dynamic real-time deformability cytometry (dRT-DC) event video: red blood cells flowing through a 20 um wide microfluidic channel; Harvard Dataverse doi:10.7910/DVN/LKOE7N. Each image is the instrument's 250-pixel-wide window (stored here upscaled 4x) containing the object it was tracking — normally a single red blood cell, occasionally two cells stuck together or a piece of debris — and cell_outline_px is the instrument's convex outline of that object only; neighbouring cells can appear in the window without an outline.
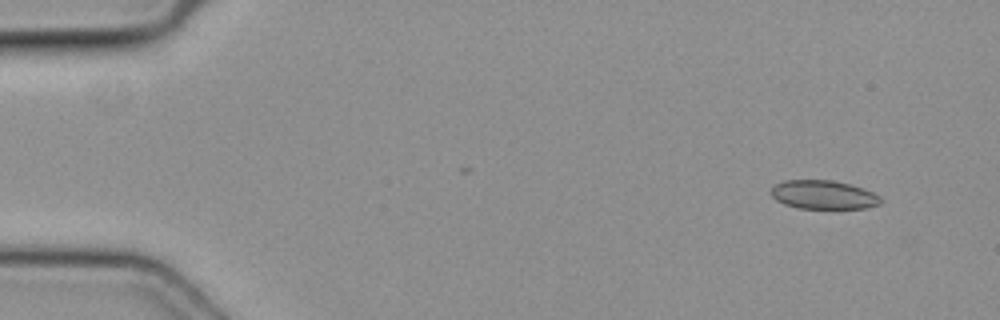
{"species": "common noctule bat (a hibernating species)", "species_latin": "Nyctalus noctula", "temperature_condition": "cold", "stored_images_in_passage": 47, "camera_frame_rate_fps": 3000, "um_per_image_px": 0.085, "animal": {"sex": "female", "body_mass_g": 19.3, "forearm_length_mm": 54.1}, "frame": {"image": 1, "passage_image": 2, "time_ms": 0.333, "image_size_px": [1000, 320], "cell_outline_px": [[884, 200], [880, 204], [868, 208], [800, 208], [784, 204], [776, 200], [772, 196], [772, 188], [776, 184], [784, 180], [832, 180], [848, 184], [872, 192], [880, 196]], "centroid_in_image_um": [70.01, 16.56], "position_along_channel_um": 15.0, "area_um2": 18.21}}
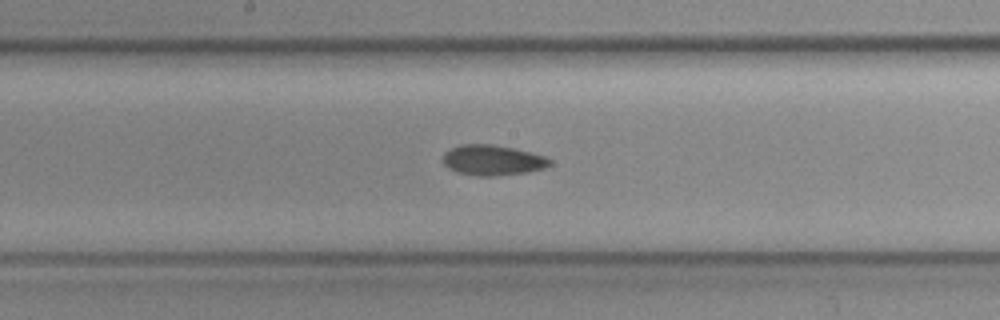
{"frame": {"image": 2, "passage_image": 24, "time_ms": 7.667, "image_size_px": [1000, 320], "cell_outline_px": [[552, 164], [544, 168], [528, 172], [492, 176], [480, 176], [456, 172], [448, 168], [444, 164], [444, 152], [460, 144], [492, 144], [512, 148], [544, 156], [552, 160]], "centroid_in_image_um": [41.86, 13.62], "position_along_channel_um": 206.3, "area_um2": 18.79}}
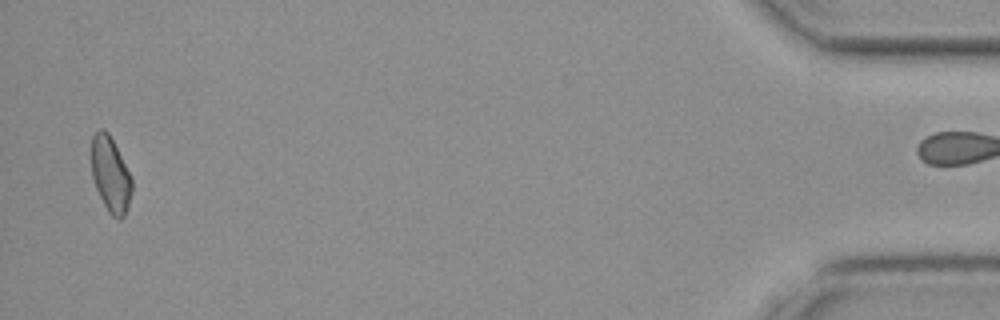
{"frame": {"image": 3, "passage_image": 46, "time_ms": 15.0, "image_size_px": [1000, 320], "cell_outline_px": [[132, 192], [128, 208], [124, 216], [120, 220], [112, 216], [108, 212], [96, 188], [92, 176], [92, 136], [100, 128], [104, 128], [108, 132], [132, 176]], "centroid_in_image_um": [9.41, 14.85], "position_along_channel_um": 425.8, "area_um2": 17.8}}